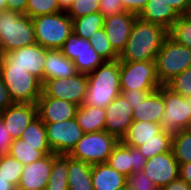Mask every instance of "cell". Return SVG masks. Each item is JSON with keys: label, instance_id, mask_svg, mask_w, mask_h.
Here are the masks:
<instances>
[{"label": "cell", "instance_id": "cell-29", "mask_svg": "<svg viewBox=\"0 0 191 190\" xmlns=\"http://www.w3.org/2000/svg\"><path fill=\"white\" fill-rule=\"evenodd\" d=\"M69 155L53 153V166L45 190H68Z\"/></svg>", "mask_w": 191, "mask_h": 190}, {"label": "cell", "instance_id": "cell-27", "mask_svg": "<svg viewBox=\"0 0 191 190\" xmlns=\"http://www.w3.org/2000/svg\"><path fill=\"white\" fill-rule=\"evenodd\" d=\"M75 119L84 133L104 131L105 108L90 105L79 106L76 110Z\"/></svg>", "mask_w": 191, "mask_h": 190}, {"label": "cell", "instance_id": "cell-1", "mask_svg": "<svg viewBox=\"0 0 191 190\" xmlns=\"http://www.w3.org/2000/svg\"><path fill=\"white\" fill-rule=\"evenodd\" d=\"M167 37L168 30L165 27L137 17L126 47L119 55V61H156L157 54Z\"/></svg>", "mask_w": 191, "mask_h": 190}, {"label": "cell", "instance_id": "cell-32", "mask_svg": "<svg viewBox=\"0 0 191 190\" xmlns=\"http://www.w3.org/2000/svg\"><path fill=\"white\" fill-rule=\"evenodd\" d=\"M171 146L172 134L162 130L158 134V139L150 140L137 147V149L145 159H150L157 154L169 152L171 150Z\"/></svg>", "mask_w": 191, "mask_h": 190}, {"label": "cell", "instance_id": "cell-13", "mask_svg": "<svg viewBox=\"0 0 191 190\" xmlns=\"http://www.w3.org/2000/svg\"><path fill=\"white\" fill-rule=\"evenodd\" d=\"M44 124L48 145L55 154L68 155L85 134L75 118Z\"/></svg>", "mask_w": 191, "mask_h": 190}, {"label": "cell", "instance_id": "cell-31", "mask_svg": "<svg viewBox=\"0 0 191 190\" xmlns=\"http://www.w3.org/2000/svg\"><path fill=\"white\" fill-rule=\"evenodd\" d=\"M171 149L179 164L191 162V129L173 134Z\"/></svg>", "mask_w": 191, "mask_h": 190}, {"label": "cell", "instance_id": "cell-44", "mask_svg": "<svg viewBox=\"0 0 191 190\" xmlns=\"http://www.w3.org/2000/svg\"><path fill=\"white\" fill-rule=\"evenodd\" d=\"M125 11L136 14L137 16L145 7L148 0H121Z\"/></svg>", "mask_w": 191, "mask_h": 190}, {"label": "cell", "instance_id": "cell-17", "mask_svg": "<svg viewBox=\"0 0 191 190\" xmlns=\"http://www.w3.org/2000/svg\"><path fill=\"white\" fill-rule=\"evenodd\" d=\"M35 117H37L36 104L14 103L0 111V118L13 140L22 136L23 131Z\"/></svg>", "mask_w": 191, "mask_h": 190}, {"label": "cell", "instance_id": "cell-48", "mask_svg": "<svg viewBox=\"0 0 191 190\" xmlns=\"http://www.w3.org/2000/svg\"><path fill=\"white\" fill-rule=\"evenodd\" d=\"M160 190H191V185L179 177L168 185L160 188Z\"/></svg>", "mask_w": 191, "mask_h": 190}, {"label": "cell", "instance_id": "cell-39", "mask_svg": "<svg viewBox=\"0 0 191 190\" xmlns=\"http://www.w3.org/2000/svg\"><path fill=\"white\" fill-rule=\"evenodd\" d=\"M165 85L183 97L191 96V67L173 77Z\"/></svg>", "mask_w": 191, "mask_h": 190}, {"label": "cell", "instance_id": "cell-28", "mask_svg": "<svg viewBox=\"0 0 191 190\" xmlns=\"http://www.w3.org/2000/svg\"><path fill=\"white\" fill-rule=\"evenodd\" d=\"M51 153L53 152L49 146H31L23 139L17 138L13 140L8 154L24 166Z\"/></svg>", "mask_w": 191, "mask_h": 190}, {"label": "cell", "instance_id": "cell-16", "mask_svg": "<svg viewBox=\"0 0 191 190\" xmlns=\"http://www.w3.org/2000/svg\"><path fill=\"white\" fill-rule=\"evenodd\" d=\"M138 16L124 11L104 18V30L113 50L120 55L125 49L132 26Z\"/></svg>", "mask_w": 191, "mask_h": 190}, {"label": "cell", "instance_id": "cell-26", "mask_svg": "<svg viewBox=\"0 0 191 190\" xmlns=\"http://www.w3.org/2000/svg\"><path fill=\"white\" fill-rule=\"evenodd\" d=\"M91 172L92 165L69 156L68 190H94Z\"/></svg>", "mask_w": 191, "mask_h": 190}, {"label": "cell", "instance_id": "cell-45", "mask_svg": "<svg viewBox=\"0 0 191 190\" xmlns=\"http://www.w3.org/2000/svg\"><path fill=\"white\" fill-rule=\"evenodd\" d=\"M167 2L179 16L191 14V0H167Z\"/></svg>", "mask_w": 191, "mask_h": 190}, {"label": "cell", "instance_id": "cell-37", "mask_svg": "<svg viewBox=\"0 0 191 190\" xmlns=\"http://www.w3.org/2000/svg\"><path fill=\"white\" fill-rule=\"evenodd\" d=\"M61 12L57 0H28L25 15L31 19L40 15Z\"/></svg>", "mask_w": 191, "mask_h": 190}, {"label": "cell", "instance_id": "cell-38", "mask_svg": "<svg viewBox=\"0 0 191 190\" xmlns=\"http://www.w3.org/2000/svg\"><path fill=\"white\" fill-rule=\"evenodd\" d=\"M99 5L100 0H74L66 13L73 20L99 12Z\"/></svg>", "mask_w": 191, "mask_h": 190}, {"label": "cell", "instance_id": "cell-49", "mask_svg": "<svg viewBox=\"0 0 191 190\" xmlns=\"http://www.w3.org/2000/svg\"><path fill=\"white\" fill-rule=\"evenodd\" d=\"M180 165L179 177L191 185V162Z\"/></svg>", "mask_w": 191, "mask_h": 190}, {"label": "cell", "instance_id": "cell-52", "mask_svg": "<svg viewBox=\"0 0 191 190\" xmlns=\"http://www.w3.org/2000/svg\"><path fill=\"white\" fill-rule=\"evenodd\" d=\"M6 9V0H0V12Z\"/></svg>", "mask_w": 191, "mask_h": 190}, {"label": "cell", "instance_id": "cell-8", "mask_svg": "<svg viewBox=\"0 0 191 190\" xmlns=\"http://www.w3.org/2000/svg\"><path fill=\"white\" fill-rule=\"evenodd\" d=\"M161 94L164 100V114L160 127L172 135L191 127L190 100L173 92L166 85H161Z\"/></svg>", "mask_w": 191, "mask_h": 190}, {"label": "cell", "instance_id": "cell-11", "mask_svg": "<svg viewBox=\"0 0 191 190\" xmlns=\"http://www.w3.org/2000/svg\"><path fill=\"white\" fill-rule=\"evenodd\" d=\"M88 85L87 74L77 73L69 78H57L46 80L42 84V92L47 97L63 99L76 104L83 105Z\"/></svg>", "mask_w": 191, "mask_h": 190}, {"label": "cell", "instance_id": "cell-54", "mask_svg": "<svg viewBox=\"0 0 191 190\" xmlns=\"http://www.w3.org/2000/svg\"><path fill=\"white\" fill-rule=\"evenodd\" d=\"M186 100H190V107H191V96L185 97Z\"/></svg>", "mask_w": 191, "mask_h": 190}, {"label": "cell", "instance_id": "cell-36", "mask_svg": "<svg viewBox=\"0 0 191 190\" xmlns=\"http://www.w3.org/2000/svg\"><path fill=\"white\" fill-rule=\"evenodd\" d=\"M91 46L102 56L105 61L119 59V55L113 50L106 36L104 28L97 30L89 39Z\"/></svg>", "mask_w": 191, "mask_h": 190}, {"label": "cell", "instance_id": "cell-22", "mask_svg": "<svg viewBox=\"0 0 191 190\" xmlns=\"http://www.w3.org/2000/svg\"><path fill=\"white\" fill-rule=\"evenodd\" d=\"M138 17L146 22L159 24L169 30L179 18V15L167 0H148Z\"/></svg>", "mask_w": 191, "mask_h": 190}, {"label": "cell", "instance_id": "cell-4", "mask_svg": "<svg viewBox=\"0 0 191 190\" xmlns=\"http://www.w3.org/2000/svg\"><path fill=\"white\" fill-rule=\"evenodd\" d=\"M36 43L47 49H61L73 32V21L66 12L32 18Z\"/></svg>", "mask_w": 191, "mask_h": 190}, {"label": "cell", "instance_id": "cell-20", "mask_svg": "<svg viewBox=\"0 0 191 190\" xmlns=\"http://www.w3.org/2000/svg\"><path fill=\"white\" fill-rule=\"evenodd\" d=\"M53 166V153L24 165L18 187L24 190H45Z\"/></svg>", "mask_w": 191, "mask_h": 190}, {"label": "cell", "instance_id": "cell-53", "mask_svg": "<svg viewBox=\"0 0 191 190\" xmlns=\"http://www.w3.org/2000/svg\"><path fill=\"white\" fill-rule=\"evenodd\" d=\"M118 190H129V189H128L127 186L125 185V186H123L122 188H120V189H118Z\"/></svg>", "mask_w": 191, "mask_h": 190}, {"label": "cell", "instance_id": "cell-14", "mask_svg": "<svg viewBox=\"0 0 191 190\" xmlns=\"http://www.w3.org/2000/svg\"><path fill=\"white\" fill-rule=\"evenodd\" d=\"M142 172L160 189L179 178L180 165L171 149L147 159Z\"/></svg>", "mask_w": 191, "mask_h": 190}, {"label": "cell", "instance_id": "cell-25", "mask_svg": "<svg viewBox=\"0 0 191 190\" xmlns=\"http://www.w3.org/2000/svg\"><path fill=\"white\" fill-rule=\"evenodd\" d=\"M162 131L160 124L147 121H133L121 142L127 146L137 148L144 143L158 139Z\"/></svg>", "mask_w": 191, "mask_h": 190}, {"label": "cell", "instance_id": "cell-15", "mask_svg": "<svg viewBox=\"0 0 191 190\" xmlns=\"http://www.w3.org/2000/svg\"><path fill=\"white\" fill-rule=\"evenodd\" d=\"M132 122V107L120 94L105 108L104 131L115 136L119 141H121L126 135Z\"/></svg>", "mask_w": 191, "mask_h": 190}, {"label": "cell", "instance_id": "cell-50", "mask_svg": "<svg viewBox=\"0 0 191 190\" xmlns=\"http://www.w3.org/2000/svg\"><path fill=\"white\" fill-rule=\"evenodd\" d=\"M73 1L74 0H57V3L62 12H67L68 9L71 7Z\"/></svg>", "mask_w": 191, "mask_h": 190}, {"label": "cell", "instance_id": "cell-56", "mask_svg": "<svg viewBox=\"0 0 191 190\" xmlns=\"http://www.w3.org/2000/svg\"><path fill=\"white\" fill-rule=\"evenodd\" d=\"M1 60H2V53H1V50H0V63H1Z\"/></svg>", "mask_w": 191, "mask_h": 190}, {"label": "cell", "instance_id": "cell-33", "mask_svg": "<svg viewBox=\"0 0 191 190\" xmlns=\"http://www.w3.org/2000/svg\"><path fill=\"white\" fill-rule=\"evenodd\" d=\"M168 36L176 43L191 49V14L179 16L168 30Z\"/></svg>", "mask_w": 191, "mask_h": 190}, {"label": "cell", "instance_id": "cell-46", "mask_svg": "<svg viewBox=\"0 0 191 190\" xmlns=\"http://www.w3.org/2000/svg\"><path fill=\"white\" fill-rule=\"evenodd\" d=\"M13 104L14 102L0 75V111L8 108L10 105H13Z\"/></svg>", "mask_w": 191, "mask_h": 190}, {"label": "cell", "instance_id": "cell-12", "mask_svg": "<svg viewBox=\"0 0 191 190\" xmlns=\"http://www.w3.org/2000/svg\"><path fill=\"white\" fill-rule=\"evenodd\" d=\"M60 50L64 56L73 61L79 73L89 74L105 62L89 40L79 37L74 32L66 39Z\"/></svg>", "mask_w": 191, "mask_h": 190}, {"label": "cell", "instance_id": "cell-34", "mask_svg": "<svg viewBox=\"0 0 191 190\" xmlns=\"http://www.w3.org/2000/svg\"><path fill=\"white\" fill-rule=\"evenodd\" d=\"M20 138L31 146H49L45 124L38 116L30 122Z\"/></svg>", "mask_w": 191, "mask_h": 190}, {"label": "cell", "instance_id": "cell-7", "mask_svg": "<svg viewBox=\"0 0 191 190\" xmlns=\"http://www.w3.org/2000/svg\"><path fill=\"white\" fill-rule=\"evenodd\" d=\"M0 75L14 103H37L42 94L37 77L20 68H0Z\"/></svg>", "mask_w": 191, "mask_h": 190}, {"label": "cell", "instance_id": "cell-21", "mask_svg": "<svg viewBox=\"0 0 191 190\" xmlns=\"http://www.w3.org/2000/svg\"><path fill=\"white\" fill-rule=\"evenodd\" d=\"M164 100L161 86L149 93L142 102L134 106L133 121H147L160 124L164 110Z\"/></svg>", "mask_w": 191, "mask_h": 190}, {"label": "cell", "instance_id": "cell-23", "mask_svg": "<svg viewBox=\"0 0 191 190\" xmlns=\"http://www.w3.org/2000/svg\"><path fill=\"white\" fill-rule=\"evenodd\" d=\"M78 73L73 61L63 55L60 49H50L44 64V82L50 79L69 78Z\"/></svg>", "mask_w": 191, "mask_h": 190}, {"label": "cell", "instance_id": "cell-2", "mask_svg": "<svg viewBox=\"0 0 191 190\" xmlns=\"http://www.w3.org/2000/svg\"><path fill=\"white\" fill-rule=\"evenodd\" d=\"M88 85L83 105L106 108L118 95L120 88V61H105L87 74Z\"/></svg>", "mask_w": 191, "mask_h": 190}, {"label": "cell", "instance_id": "cell-42", "mask_svg": "<svg viewBox=\"0 0 191 190\" xmlns=\"http://www.w3.org/2000/svg\"><path fill=\"white\" fill-rule=\"evenodd\" d=\"M153 91H140V90H121V95L126 99V101L131 105L132 109L139 102L147 97L149 93Z\"/></svg>", "mask_w": 191, "mask_h": 190}, {"label": "cell", "instance_id": "cell-9", "mask_svg": "<svg viewBox=\"0 0 191 190\" xmlns=\"http://www.w3.org/2000/svg\"><path fill=\"white\" fill-rule=\"evenodd\" d=\"M160 86L155 61H120L121 90L155 91Z\"/></svg>", "mask_w": 191, "mask_h": 190}, {"label": "cell", "instance_id": "cell-55", "mask_svg": "<svg viewBox=\"0 0 191 190\" xmlns=\"http://www.w3.org/2000/svg\"><path fill=\"white\" fill-rule=\"evenodd\" d=\"M14 190H24L22 188H19L18 186L14 188Z\"/></svg>", "mask_w": 191, "mask_h": 190}, {"label": "cell", "instance_id": "cell-10", "mask_svg": "<svg viewBox=\"0 0 191 190\" xmlns=\"http://www.w3.org/2000/svg\"><path fill=\"white\" fill-rule=\"evenodd\" d=\"M49 49L39 44L24 46L22 48L2 53L0 68L25 69L44 83V64Z\"/></svg>", "mask_w": 191, "mask_h": 190}, {"label": "cell", "instance_id": "cell-41", "mask_svg": "<svg viewBox=\"0 0 191 190\" xmlns=\"http://www.w3.org/2000/svg\"><path fill=\"white\" fill-rule=\"evenodd\" d=\"M121 0H100L99 12L104 18L124 12Z\"/></svg>", "mask_w": 191, "mask_h": 190}, {"label": "cell", "instance_id": "cell-35", "mask_svg": "<svg viewBox=\"0 0 191 190\" xmlns=\"http://www.w3.org/2000/svg\"><path fill=\"white\" fill-rule=\"evenodd\" d=\"M23 165L9 154L0 156V176L7 179L15 187L19 185Z\"/></svg>", "mask_w": 191, "mask_h": 190}, {"label": "cell", "instance_id": "cell-3", "mask_svg": "<svg viewBox=\"0 0 191 190\" xmlns=\"http://www.w3.org/2000/svg\"><path fill=\"white\" fill-rule=\"evenodd\" d=\"M36 44L32 19L8 9L0 12V50L7 53Z\"/></svg>", "mask_w": 191, "mask_h": 190}, {"label": "cell", "instance_id": "cell-18", "mask_svg": "<svg viewBox=\"0 0 191 190\" xmlns=\"http://www.w3.org/2000/svg\"><path fill=\"white\" fill-rule=\"evenodd\" d=\"M146 162L147 159L137 148L127 146L119 141L108 157L106 164L127 177L133 172L142 171Z\"/></svg>", "mask_w": 191, "mask_h": 190}, {"label": "cell", "instance_id": "cell-40", "mask_svg": "<svg viewBox=\"0 0 191 190\" xmlns=\"http://www.w3.org/2000/svg\"><path fill=\"white\" fill-rule=\"evenodd\" d=\"M129 190H160L144 172H133L126 177Z\"/></svg>", "mask_w": 191, "mask_h": 190}, {"label": "cell", "instance_id": "cell-19", "mask_svg": "<svg viewBox=\"0 0 191 190\" xmlns=\"http://www.w3.org/2000/svg\"><path fill=\"white\" fill-rule=\"evenodd\" d=\"M37 116L43 123L61 122L75 118L78 106L63 99L47 97L43 92L37 100Z\"/></svg>", "mask_w": 191, "mask_h": 190}, {"label": "cell", "instance_id": "cell-51", "mask_svg": "<svg viewBox=\"0 0 191 190\" xmlns=\"http://www.w3.org/2000/svg\"><path fill=\"white\" fill-rule=\"evenodd\" d=\"M15 186L7 181L4 177L0 176V190H14Z\"/></svg>", "mask_w": 191, "mask_h": 190}, {"label": "cell", "instance_id": "cell-24", "mask_svg": "<svg viewBox=\"0 0 191 190\" xmlns=\"http://www.w3.org/2000/svg\"><path fill=\"white\" fill-rule=\"evenodd\" d=\"M91 179L94 190H118L126 185V176L106 163L92 165Z\"/></svg>", "mask_w": 191, "mask_h": 190}, {"label": "cell", "instance_id": "cell-5", "mask_svg": "<svg viewBox=\"0 0 191 190\" xmlns=\"http://www.w3.org/2000/svg\"><path fill=\"white\" fill-rule=\"evenodd\" d=\"M156 74L161 85L191 67V49L176 43L169 36L156 57Z\"/></svg>", "mask_w": 191, "mask_h": 190}, {"label": "cell", "instance_id": "cell-47", "mask_svg": "<svg viewBox=\"0 0 191 190\" xmlns=\"http://www.w3.org/2000/svg\"><path fill=\"white\" fill-rule=\"evenodd\" d=\"M28 0H6V9L25 14Z\"/></svg>", "mask_w": 191, "mask_h": 190}, {"label": "cell", "instance_id": "cell-43", "mask_svg": "<svg viewBox=\"0 0 191 190\" xmlns=\"http://www.w3.org/2000/svg\"><path fill=\"white\" fill-rule=\"evenodd\" d=\"M13 139L0 118V156L8 155Z\"/></svg>", "mask_w": 191, "mask_h": 190}, {"label": "cell", "instance_id": "cell-30", "mask_svg": "<svg viewBox=\"0 0 191 190\" xmlns=\"http://www.w3.org/2000/svg\"><path fill=\"white\" fill-rule=\"evenodd\" d=\"M72 21L73 32L85 40H89L97 30L104 27V16L100 12L85 15Z\"/></svg>", "mask_w": 191, "mask_h": 190}, {"label": "cell", "instance_id": "cell-6", "mask_svg": "<svg viewBox=\"0 0 191 190\" xmlns=\"http://www.w3.org/2000/svg\"><path fill=\"white\" fill-rule=\"evenodd\" d=\"M118 142L106 131L85 133L68 155L90 165L106 163Z\"/></svg>", "mask_w": 191, "mask_h": 190}]
</instances>
